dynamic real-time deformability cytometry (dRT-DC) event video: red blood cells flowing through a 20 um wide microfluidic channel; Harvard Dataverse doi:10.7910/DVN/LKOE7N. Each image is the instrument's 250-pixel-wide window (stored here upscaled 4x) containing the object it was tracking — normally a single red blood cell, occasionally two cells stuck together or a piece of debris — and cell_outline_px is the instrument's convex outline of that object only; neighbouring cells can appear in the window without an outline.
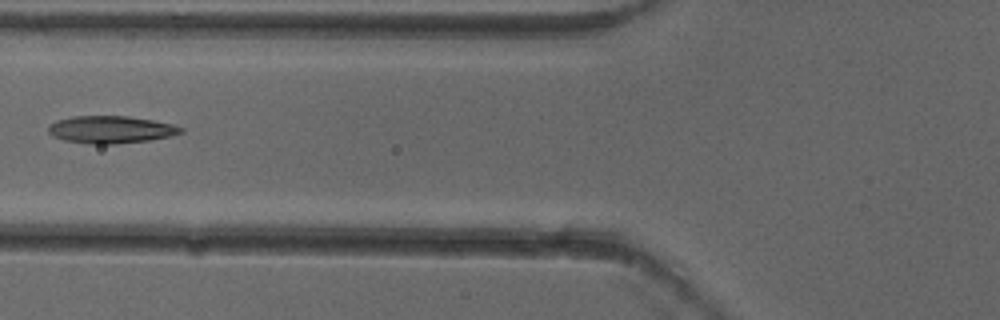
{"species": "common noctule bat (a hibernating species)", "species_latin": "Nyctalus noctula", "temperature_condition": "cold", "stored_images_in_passage": 6, "camera_frame_rate_fps": 3000, "um_per_image_px": 0.085, "animal": {"sex": "female"}, "frame": {"image": 1, "passage_image": 6, "time_ms": 1.667, "image_size_px": [1000, 320], "cell_outline_px": [[184, 132], [172, 136], [148, 140], [116, 144], [88, 144], [64, 140], [52, 136], [48, 132], [48, 124], [56, 120], [72, 116], [128, 116], [152, 120], [172, 124], [184, 128]], "centroid_in_image_um": [9.4, 11.01], "position_along_channel_um": 116.4, "area_um2": 21.33}}